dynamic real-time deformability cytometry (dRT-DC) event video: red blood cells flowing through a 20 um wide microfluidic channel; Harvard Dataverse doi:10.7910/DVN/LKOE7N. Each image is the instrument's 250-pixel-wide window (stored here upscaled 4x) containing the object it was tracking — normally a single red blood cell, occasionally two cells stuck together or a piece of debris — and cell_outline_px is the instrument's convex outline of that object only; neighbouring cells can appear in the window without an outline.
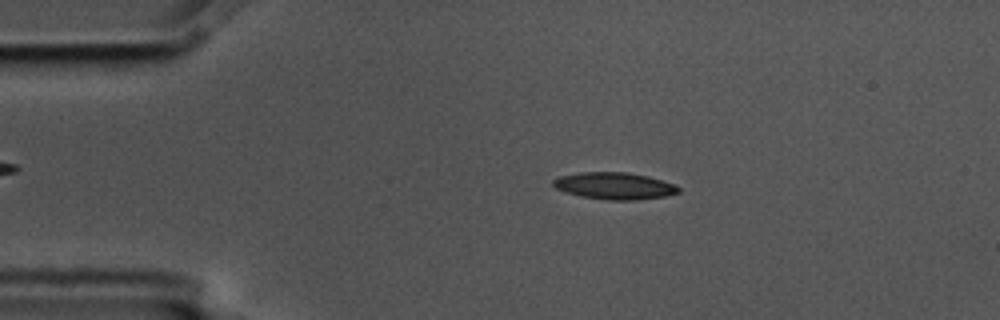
{"species": "common noctule bat (a hibernating species)", "species_latin": "Nyctalus noctula", "temperature_condition": "cold", "stored_images_in_passage": 5, "camera_frame_rate_fps": 3000, "um_per_image_px": 0.085, "animal": {"sex": "male", "body_mass_g": 17.5, "forearm_length_mm": 52.3}, "frame": {"image": 1, "passage_image": 2, "time_ms": 0.333, "image_size_px": [1000, 320], "cell_outline_px": [[680, 192], [664, 196], [636, 200], [604, 200], [580, 196], [564, 192], [556, 188], [552, 184], [552, 180], [556, 176], [580, 172], [628, 172], [648, 176], [676, 184], [680, 188]], "centroid_in_image_um": [52.2, 15.79], "position_along_channel_um": 32.8, "area_um2": 19.94}}
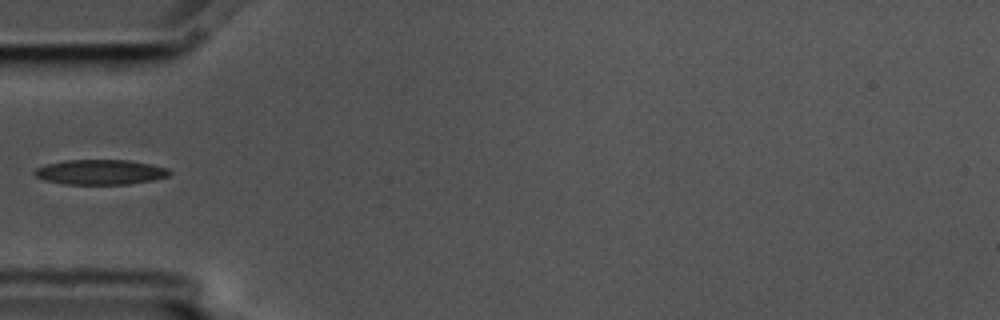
{"frame": {"image": 2, "passage_image": 4, "time_ms": 1.0, "image_size_px": [1000, 320], "cell_outline_px": [[172, 172], [168, 176], [152, 180], [128, 184], [64, 184], [44, 180], [36, 176], [32, 172], [36, 168], [48, 164], [64, 160], [128, 160], [152, 164], [168, 168]], "centroid_in_image_um": [8.53, 14.62], "position_along_channel_um": 76.5, "area_um2": 19.65}}